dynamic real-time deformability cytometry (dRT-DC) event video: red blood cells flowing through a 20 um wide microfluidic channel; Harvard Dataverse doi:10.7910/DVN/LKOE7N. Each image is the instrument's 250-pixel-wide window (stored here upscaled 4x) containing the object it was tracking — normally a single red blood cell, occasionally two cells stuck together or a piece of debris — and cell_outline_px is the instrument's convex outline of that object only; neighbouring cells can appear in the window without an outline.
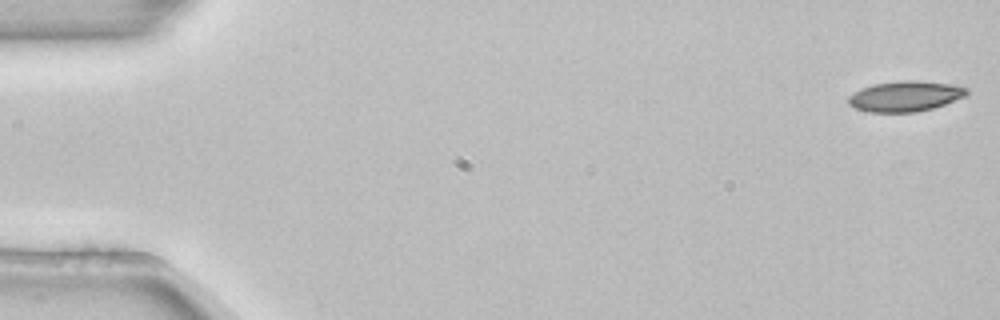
{"species": "common noctule bat (a hibernating species)", "species_latin": "Nyctalus noctula", "temperature_condition": "room temperature", "stored_images_in_passage": 4, "camera_frame_rate_fps": 3000, "um_per_image_px": 0.085, "animal": {"sex": "female", "body_mass_g": 22.7, "forearm_length_mm": 54.2}, "frame": {"image": 1, "passage_image": 1, "time_ms": 0.0, "image_size_px": [1000, 320], "cell_outline_px": [[968, 96], [932, 108], [916, 112], [868, 112], [856, 108], [848, 104], [848, 96], [860, 88], [872, 84], [900, 80], [912, 80], [948, 84], [968, 88]], "centroid_in_image_um": [76.92, 8.18], "position_along_channel_um": 8.1, "area_um2": 21.04}}